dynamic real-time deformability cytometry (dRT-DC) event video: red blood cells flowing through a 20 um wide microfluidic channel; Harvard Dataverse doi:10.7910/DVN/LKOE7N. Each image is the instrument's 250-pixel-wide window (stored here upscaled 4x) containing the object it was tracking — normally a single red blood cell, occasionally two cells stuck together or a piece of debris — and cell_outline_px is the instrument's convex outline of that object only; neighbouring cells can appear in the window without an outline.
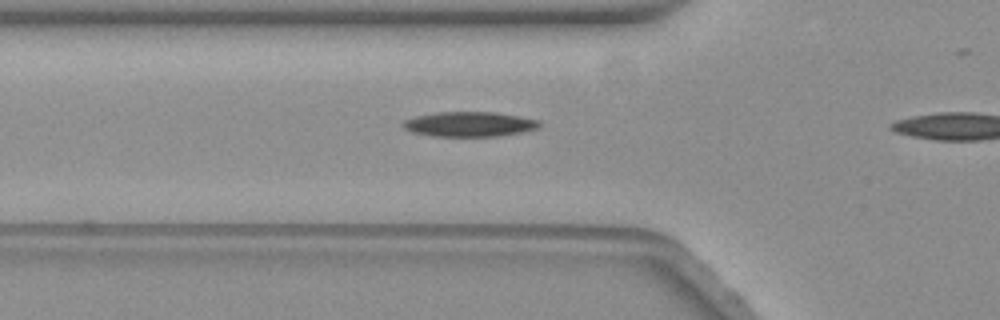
{"species": "common noctule bat (a hibernating species)", "species_latin": "Nyctalus noctula", "temperature_condition": "warm", "stored_images_in_passage": 10, "camera_frame_rate_fps": 3000, "um_per_image_px": 0.085, "animal": {"sex": "female", "body_mass_g": 19.3, "forearm_length_mm": 54.1}, "frame": {"image": 1, "passage_image": 9, "time_ms": 2.667, "image_size_px": [1000, 320], "cell_outline_px": [[540, 128], [520, 132], [496, 136], [432, 136], [412, 132], [404, 128], [400, 124], [404, 120], [416, 116], [436, 112], [496, 112], [520, 116], [540, 120]], "centroid_in_image_um": [39.89, 10.55], "position_along_channel_um": 85.9, "area_um2": 19.83}}